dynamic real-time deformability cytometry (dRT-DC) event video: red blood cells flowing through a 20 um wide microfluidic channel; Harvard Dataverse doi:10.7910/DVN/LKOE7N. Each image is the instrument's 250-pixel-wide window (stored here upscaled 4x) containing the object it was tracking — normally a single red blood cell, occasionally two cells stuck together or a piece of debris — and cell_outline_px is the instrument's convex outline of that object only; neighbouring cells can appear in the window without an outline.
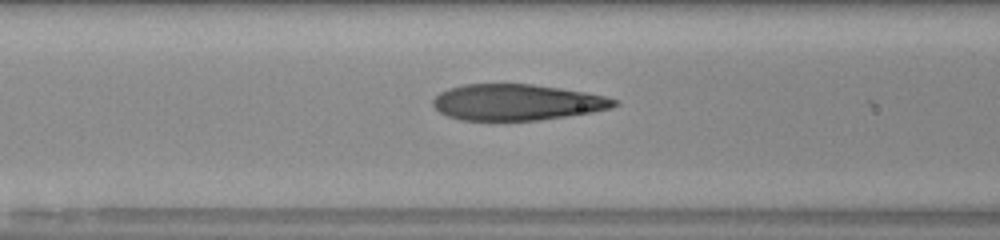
{"species": "human", "species_latin": "Homo sapiens", "temperature_condition": "room temperature", "stored_images_in_passage": 7, "camera_frame_rate_fps": 3000, "um_per_image_px": 0.085, "donor": {"sex": "male"}, "frame": {"image": 1, "passage_image": 5, "time_ms": 1.333, "image_size_px": [1000, 240], "cell_outline_px": [[620, 104], [612, 108], [592, 112], [540, 120], [460, 120], [448, 116], [440, 112], [432, 104], [432, 100], [440, 92], [448, 88], [464, 84], [532, 84], [560, 88], [584, 92], [604, 96], [620, 100]], "centroid_in_image_um": [43.95, 8.69], "position_along_channel_um": 122.7, "area_um2": 38.15}}